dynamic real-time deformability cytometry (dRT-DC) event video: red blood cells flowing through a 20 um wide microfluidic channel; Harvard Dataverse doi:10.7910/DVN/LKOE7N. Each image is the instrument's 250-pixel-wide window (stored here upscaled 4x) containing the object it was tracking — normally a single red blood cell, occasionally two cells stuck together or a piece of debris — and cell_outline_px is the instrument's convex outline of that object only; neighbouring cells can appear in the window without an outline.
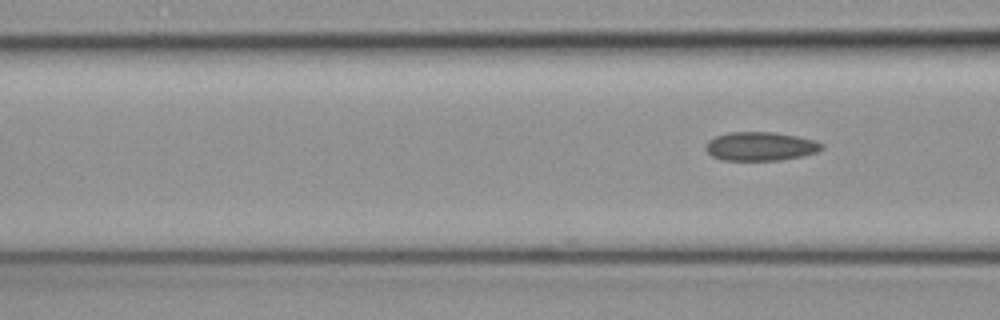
{"species": "common noctule bat (a hibernating species)", "species_latin": "Nyctalus noctula", "temperature_condition": "cold", "stored_images_in_passage": 6, "camera_frame_rate_fps": 3000, "um_per_image_px": 0.085, "animal": {"sex": "female", "body_mass_g": 19.3, "forearm_length_mm": 54.1}, "frame": {"image": 1, "passage_image": 6, "time_ms": 1.667, "image_size_px": [1000, 320], "cell_outline_px": [[824, 148], [816, 152], [804, 156], [780, 160], [720, 160], [712, 156], [704, 148], [704, 144], [708, 140], [716, 136], [728, 132], [776, 132], [796, 136], [812, 140], [824, 144]], "centroid_in_image_um": [64.61, 12.44], "position_along_channel_um": 102.0, "area_um2": 19.59}}